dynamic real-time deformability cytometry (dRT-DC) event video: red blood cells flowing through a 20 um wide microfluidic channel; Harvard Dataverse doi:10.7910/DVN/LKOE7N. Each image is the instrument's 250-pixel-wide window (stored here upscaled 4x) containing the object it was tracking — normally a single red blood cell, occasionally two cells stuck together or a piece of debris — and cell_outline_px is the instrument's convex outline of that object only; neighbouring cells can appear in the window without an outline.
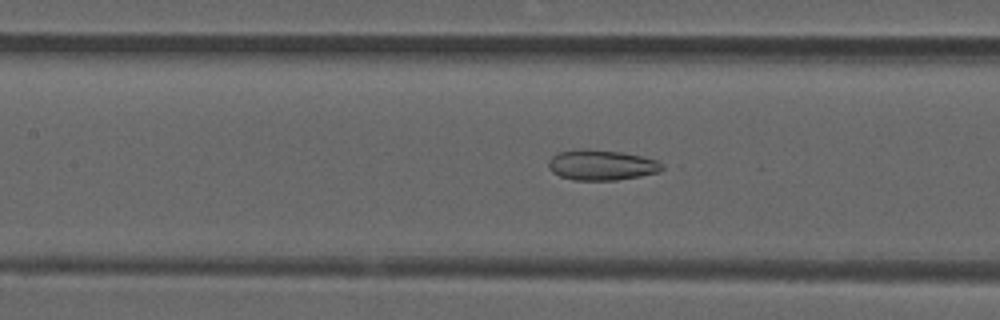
{"species": "common noctule bat (a hibernating species)", "species_latin": "Nyctalus noctula", "temperature_condition": "room temperature", "stored_images_in_passage": 51, "camera_frame_rate_fps": 3000, "um_per_image_px": 0.085, "animal": {"sex": "male", "forearm_length_mm": 52.5}, "frame": {"image": 1, "passage_image": 22, "time_ms": 7.0, "image_size_px": [1000, 320], "cell_outline_px": [[664, 168], [660, 172], [640, 176], [616, 180], [572, 180], [560, 176], [552, 172], [548, 168], [548, 160], [556, 152], [620, 152], [640, 156], [656, 160], [664, 164]], "centroid_in_image_um": [51.16, 14.08], "position_along_channel_um": 156.2, "area_um2": 19.36}}
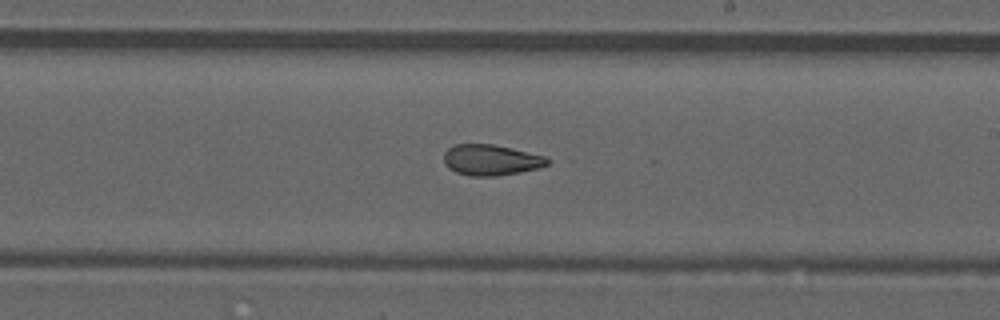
{"frame": {"image": 2, "passage_image": 29, "time_ms": 9.333, "image_size_px": [1000, 320], "cell_outline_px": [[552, 164], [540, 168], [520, 172], [496, 176], [468, 176], [456, 172], [448, 168], [444, 164], [444, 152], [448, 148], [456, 144], [492, 144], [544, 156], [552, 160]], "centroid_in_image_um": [41.75, 13.61], "position_along_channel_um": 247.3, "area_um2": 18.73}}
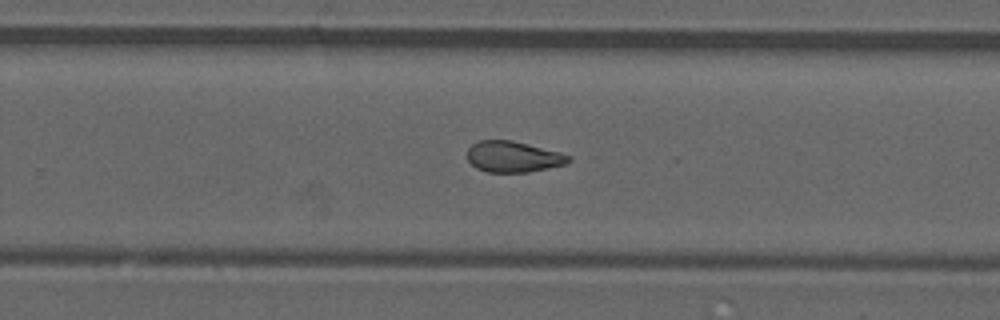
{"frame": {"image": 3, "passage_image": 32, "time_ms": 10.333, "image_size_px": [1000, 320], "cell_outline_px": [[572, 160], [568, 164], [528, 172], [488, 172], [476, 168], [468, 160], [468, 148], [472, 144], [480, 140], [512, 140], [560, 152], [572, 156]], "centroid_in_image_um": [43.66, 13.32], "position_along_channel_um": 286.1, "area_um2": 18.38}, "authors_computed_cell_mechanics": {"area_um2": 19.4208, "velocity_mm_per_s": 3.9156, "shape_relaxation_time_tau1_ms": null, "shape_relaxation_time_tau2_ms": 2.495, "deformation_change_tau1": null, "deformation_change_tau2": 0.0989}}